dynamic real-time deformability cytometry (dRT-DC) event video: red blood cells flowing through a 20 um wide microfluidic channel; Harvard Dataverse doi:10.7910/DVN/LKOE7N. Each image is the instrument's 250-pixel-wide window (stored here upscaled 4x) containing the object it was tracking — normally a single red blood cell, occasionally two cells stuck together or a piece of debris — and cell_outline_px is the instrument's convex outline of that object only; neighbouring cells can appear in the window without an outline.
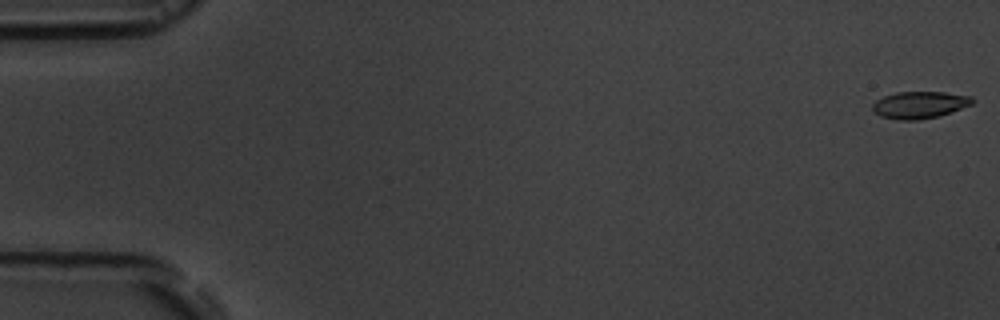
{"species": "common noctule bat (a hibernating species)", "species_latin": "Nyctalus noctula", "temperature_condition": "room temperature", "stored_images_in_passage": 5, "camera_frame_rate_fps": 3000, "um_per_image_px": 0.085, "animal": {"sex": "male", "body_mass_g": 19.5, "forearm_length_mm": 54.6}, "frame": {"image": 1, "passage_image": 1, "time_ms": 0.0, "image_size_px": [1000, 320], "cell_outline_px": [[976, 100], [972, 104], [940, 116], [920, 120], [896, 120], [880, 116], [872, 108], [872, 104], [876, 100], [884, 96], [896, 92], [944, 92], [972, 96]], "centroid_in_image_um": [78.18, 8.92], "position_along_channel_um": 6.8, "area_um2": 15.84}}
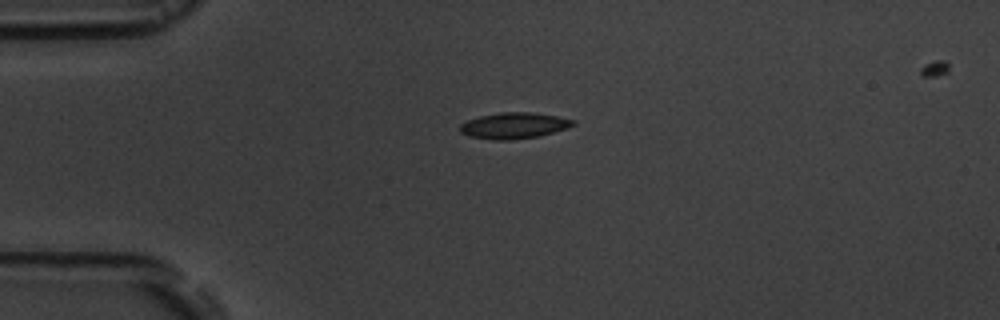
{"frame": {"image": 2, "passage_image": 4, "time_ms": 4.333, "image_size_px": [1000, 320], "cell_outline_px": [[576, 124], [568, 128], [540, 136], [508, 140], [496, 140], [468, 136], [460, 132], [460, 124], [468, 120], [480, 116], [500, 112], [532, 112], [556, 116], [576, 120]], "centroid_in_image_um": [43.71, 10.67], "position_along_channel_um": 41.3, "area_um2": 17.22}}